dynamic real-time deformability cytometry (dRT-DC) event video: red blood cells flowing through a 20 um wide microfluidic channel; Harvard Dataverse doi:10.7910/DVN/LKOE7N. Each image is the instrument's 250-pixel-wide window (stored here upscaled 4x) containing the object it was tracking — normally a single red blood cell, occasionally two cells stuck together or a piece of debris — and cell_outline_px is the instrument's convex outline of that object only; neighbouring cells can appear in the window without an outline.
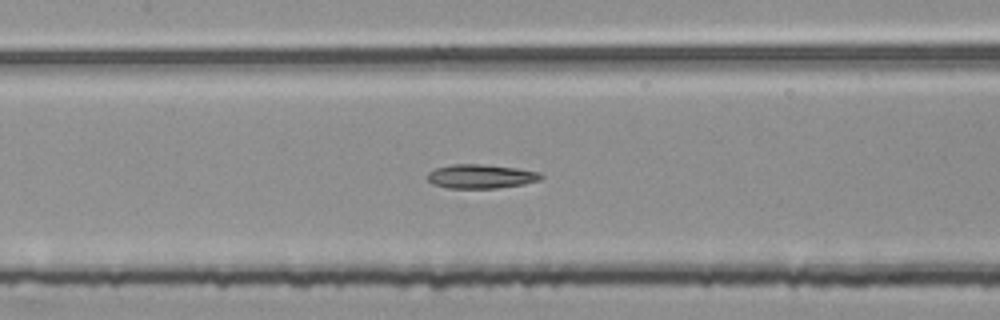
{"species": "common noctule bat (a hibernating species)", "species_latin": "Nyctalus noctula", "temperature_condition": "room temperature", "stored_images_in_passage": 54, "segment_of_instrument_passage": [2, 2], "camera_frame_rate_fps": 3000, "um_per_image_px": 0.085, "animal": {"sex": "female", "body_mass_g": 25.1}, "frame": {"image": 1, "passage_image": 25, "time_ms": 8.0, "image_size_px": [1000, 320], "cell_outline_px": [[544, 176], [540, 180], [524, 184], [496, 188], [448, 188], [432, 184], [428, 180], [428, 172], [436, 168], [452, 164], [480, 164], [516, 168], [540, 172]], "centroid_in_image_um": [40.88, 14.99], "position_along_channel_um": 166.5, "area_um2": 15.9}}
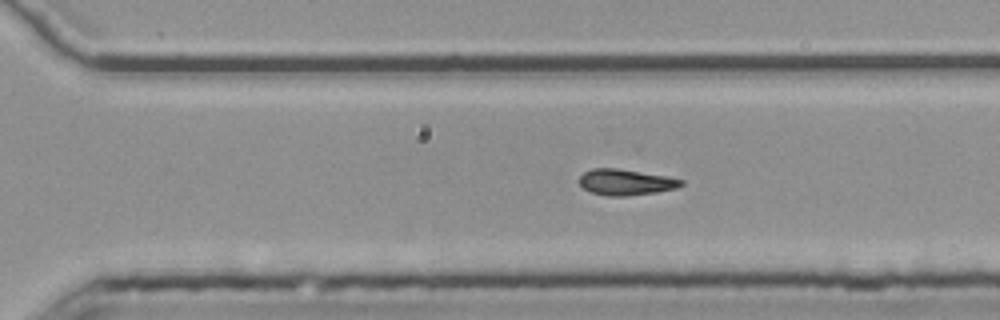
{"frame": {"image": 2, "passage_image": 37, "time_ms": 12.0, "image_size_px": [1000, 320], "cell_outline_px": [[684, 184], [676, 188], [656, 192], [624, 196], [608, 196], [588, 192], [580, 184], [580, 176], [584, 172], [592, 168], [616, 168], [664, 176], [684, 180]], "centroid_in_image_um": [53.16, 15.49], "position_along_channel_um": 317.4, "area_um2": 15.26}}
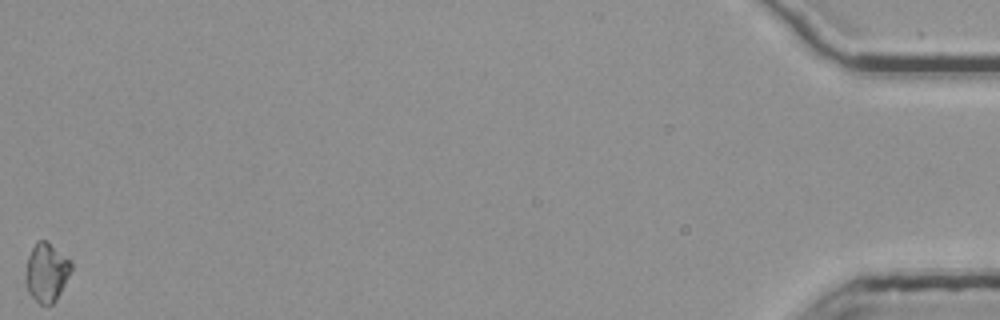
{"frame": {"image": 3, "passage_image": 54, "time_ms": 17.667, "image_size_px": [1000, 320], "cell_outline_px": [[72, 268], [56, 300], [52, 304], [40, 304], [28, 292], [24, 284], [24, 272], [28, 256], [36, 240], [44, 240], [68, 260], [72, 264]], "centroid_in_image_um": [3.88, 23.17], "position_along_channel_um": 431.3, "area_um2": 15.32}}